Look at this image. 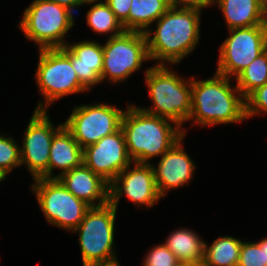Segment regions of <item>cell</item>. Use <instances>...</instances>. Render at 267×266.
<instances>
[{
	"mask_svg": "<svg viewBox=\"0 0 267 266\" xmlns=\"http://www.w3.org/2000/svg\"><path fill=\"white\" fill-rule=\"evenodd\" d=\"M203 8L172 5L155 23V29L145 31L147 50L153 65L174 66L200 44ZM155 30V31H154Z\"/></svg>",
	"mask_w": 267,
	"mask_h": 266,
	"instance_id": "obj_1",
	"label": "cell"
},
{
	"mask_svg": "<svg viewBox=\"0 0 267 266\" xmlns=\"http://www.w3.org/2000/svg\"><path fill=\"white\" fill-rule=\"evenodd\" d=\"M231 81L232 78L217 72L203 80L191 76V114L187 121L191 127L247 121L245 98Z\"/></svg>",
	"mask_w": 267,
	"mask_h": 266,
	"instance_id": "obj_2",
	"label": "cell"
},
{
	"mask_svg": "<svg viewBox=\"0 0 267 266\" xmlns=\"http://www.w3.org/2000/svg\"><path fill=\"white\" fill-rule=\"evenodd\" d=\"M121 120L130 159L136 163L150 164L161 157L184 134L175 122L147 113L136 104H127Z\"/></svg>",
	"mask_w": 267,
	"mask_h": 266,
	"instance_id": "obj_3",
	"label": "cell"
},
{
	"mask_svg": "<svg viewBox=\"0 0 267 266\" xmlns=\"http://www.w3.org/2000/svg\"><path fill=\"white\" fill-rule=\"evenodd\" d=\"M169 67L152 65L145 69L144 80L152 106L138 107L175 122L187 136V128L182 126L191 114V78L180 76L173 70V66Z\"/></svg>",
	"mask_w": 267,
	"mask_h": 266,
	"instance_id": "obj_4",
	"label": "cell"
},
{
	"mask_svg": "<svg viewBox=\"0 0 267 266\" xmlns=\"http://www.w3.org/2000/svg\"><path fill=\"white\" fill-rule=\"evenodd\" d=\"M117 208L109 201L91 207L81 223L71 233H76L80 247L82 265H106L118 262L115 250V220Z\"/></svg>",
	"mask_w": 267,
	"mask_h": 266,
	"instance_id": "obj_5",
	"label": "cell"
},
{
	"mask_svg": "<svg viewBox=\"0 0 267 266\" xmlns=\"http://www.w3.org/2000/svg\"><path fill=\"white\" fill-rule=\"evenodd\" d=\"M75 15L67 8L48 0H34L23 11L18 26L28 41L39 49L62 48L75 25Z\"/></svg>",
	"mask_w": 267,
	"mask_h": 266,
	"instance_id": "obj_6",
	"label": "cell"
},
{
	"mask_svg": "<svg viewBox=\"0 0 267 266\" xmlns=\"http://www.w3.org/2000/svg\"><path fill=\"white\" fill-rule=\"evenodd\" d=\"M34 79L41 99L35 111H48L56 101L71 95L87 93L72 67L71 58L61 49H39Z\"/></svg>",
	"mask_w": 267,
	"mask_h": 266,
	"instance_id": "obj_7",
	"label": "cell"
},
{
	"mask_svg": "<svg viewBox=\"0 0 267 266\" xmlns=\"http://www.w3.org/2000/svg\"><path fill=\"white\" fill-rule=\"evenodd\" d=\"M102 48V83L120 85L130 79L133 73L140 71L144 62H150L143 32L124 31L120 35L107 38Z\"/></svg>",
	"mask_w": 267,
	"mask_h": 266,
	"instance_id": "obj_8",
	"label": "cell"
},
{
	"mask_svg": "<svg viewBox=\"0 0 267 266\" xmlns=\"http://www.w3.org/2000/svg\"><path fill=\"white\" fill-rule=\"evenodd\" d=\"M32 182L30 188L47 224L72 232L91 208L69 192L58 179L37 178Z\"/></svg>",
	"mask_w": 267,
	"mask_h": 266,
	"instance_id": "obj_9",
	"label": "cell"
},
{
	"mask_svg": "<svg viewBox=\"0 0 267 266\" xmlns=\"http://www.w3.org/2000/svg\"><path fill=\"white\" fill-rule=\"evenodd\" d=\"M123 113L122 108L105 102L76 105L64 126L84 149L117 132L121 128Z\"/></svg>",
	"mask_w": 267,
	"mask_h": 266,
	"instance_id": "obj_10",
	"label": "cell"
},
{
	"mask_svg": "<svg viewBox=\"0 0 267 266\" xmlns=\"http://www.w3.org/2000/svg\"><path fill=\"white\" fill-rule=\"evenodd\" d=\"M49 111L33 112L29 123L24 130L20 145L21 167H27L32 180L37 178L48 179V163L50 147L54 134L64 125L55 126L52 123Z\"/></svg>",
	"mask_w": 267,
	"mask_h": 266,
	"instance_id": "obj_11",
	"label": "cell"
},
{
	"mask_svg": "<svg viewBox=\"0 0 267 266\" xmlns=\"http://www.w3.org/2000/svg\"><path fill=\"white\" fill-rule=\"evenodd\" d=\"M228 37L220 44L215 72L234 79L265 50L261 25L228 29Z\"/></svg>",
	"mask_w": 267,
	"mask_h": 266,
	"instance_id": "obj_12",
	"label": "cell"
},
{
	"mask_svg": "<svg viewBox=\"0 0 267 266\" xmlns=\"http://www.w3.org/2000/svg\"><path fill=\"white\" fill-rule=\"evenodd\" d=\"M137 208H152L163 199L157 190L151 163L132 162L109 185V201L118 209L122 197Z\"/></svg>",
	"mask_w": 267,
	"mask_h": 266,
	"instance_id": "obj_13",
	"label": "cell"
},
{
	"mask_svg": "<svg viewBox=\"0 0 267 266\" xmlns=\"http://www.w3.org/2000/svg\"><path fill=\"white\" fill-rule=\"evenodd\" d=\"M132 162L121 128L83 149V163L109 185Z\"/></svg>",
	"mask_w": 267,
	"mask_h": 266,
	"instance_id": "obj_14",
	"label": "cell"
},
{
	"mask_svg": "<svg viewBox=\"0 0 267 266\" xmlns=\"http://www.w3.org/2000/svg\"><path fill=\"white\" fill-rule=\"evenodd\" d=\"M184 135L167 152H165L158 164L151 163L155 184L159 195L163 198L169 193L191 183L196 171V164L190 158L183 146Z\"/></svg>",
	"mask_w": 267,
	"mask_h": 266,
	"instance_id": "obj_15",
	"label": "cell"
},
{
	"mask_svg": "<svg viewBox=\"0 0 267 266\" xmlns=\"http://www.w3.org/2000/svg\"><path fill=\"white\" fill-rule=\"evenodd\" d=\"M70 58L79 82L88 90L101 84L103 67L102 43L89 39L68 42L61 48Z\"/></svg>",
	"mask_w": 267,
	"mask_h": 266,
	"instance_id": "obj_16",
	"label": "cell"
},
{
	"mask_svg": "<svg viewBox=\"0 0 267 266\" xmlns=\"http://www.w3.org/2000/svg\"><path fill=\"white\" fill-rule=\"evenodd\" d=\"M78 199L91 207L109 202V184L84 163L57 178Z\"/></svg>",
	"mask_w": 267,
	"mask_h": 266,
	"instance_id": "obj_17",
	"label": "cell"
},
{
	"mask_svg": "<svg viewBox=\"0 0 267 266\" xmlns=\"http://www.w3.org/2000/svg\"><path fill=\"white\" fill-rule=\"evenodd\" d=\"M83 164V149L63 125L53 136L48 163V179H57L63 173ZM60 170L54 175V170Z\"/></svg>",
	"mask_w": 267,
	"mask_h": 266,
	"instance_id": "obj_18",
	"label": "cell"
},
{
	"mask_svg": "<svg viewBox=\"0 0 267 266\" xmlns=\"http://www.w3.org/2000/svg\"><path fill=\"white\" fill-rule=\"evenodd\" d=\"M228 29L261 25L267 5L262 0H214Z\"/></svg>",
	"mask_w": 267,
	"mask_h": 266,
	"instance_id": "obj_19",
	"label": "cell"
},
{
	"mask_svg": "<svg viewBox=\"0 0 267 266\" xmlns=\"http://www.w3.org/2000/svg\"><path fill=\"white\" fill-rule=\"evenodd\" d=\"M172 231L163 243L179 262L203 261L205 241L196 231L186 227Z\"/></svg>",
	"mask_w": 267,
	"mask_h": 266,
	"instance_id": "obj_20",
	"label": "cell"
},
{
	"mask_svg": "<svg viewBox=\"0 0 267 266\" xmlns=\"http://www.w3.org/2000/svg\"><path fill=\"white\" fill-rule=\"evenodd\" d=\"M171 6V0H132L128 14V31L144 33Z\"/></svg>",
	"mask_w": 267,
	"mask_h": 266,
	"instance_id": "obj_21",
	"label": "cell"
},
{
	"mask_svg": "<svg viewBox=\"0 0 267 266\" xmlns=\"http://www.w3.org/2000/svg\"><path fill=\"white\" fill-rule=\"evenodd\" d=\"M207 244L205 241L204 266H237L242 239L225 235Z\"/></svg>",
	"mask_w": 267,
	"mask_h": 266,
	"instance_id": "obj_22",
	"label": "cell"
},
{
	"mask_svg": "<svg viewBox=\"0 0 267 266\" xmlns=\"http://www.w3.org/2000/svg\"><path fill=\"white\" fill-rule=\"evenodd\" d=\"M89 10L86 13V23L91 31L100 35H108V38L122 34L125 30L122 23L116 18L109 5L104 1L88 3Z\"/></svg>",
	"mask_w": 267,
	"mask_h": 266,
	"instance_id": "obj_23",
	"label": "cell"
},
{
	"mask_svg": "<svg viewBox=\"0 0 267 266\" xmlns=\"http://www.w3.org/2000/svg\"><path fill=\"white\" fill-rule=\"evenodd\" d=\"M234 81L245 99L263 86L267 82V49L243 69Z\"/></svg>",
	"mask_w": 267,
	"mask_h": 266,
	"instance_id": "obj_24",
	"label": "cell"
},
{
	"mask_svg": "<svg viewBox=\"0 0 267 266\" xmlns=\"http://www.w3.org/2000/svg\"><path fill=\"white\" fill-rule=\"evenodd\" d=\"M21 167L20 143L11 135L0 133V173L7 178L15 168Z\"/></svg>",
	"mask_w": 267,
	"mask_h": 266,
	"instance_id": "obj_25",
	"label": "cell"
},
{
	"mask_svg": "<svg viewBox=\"0 0 267 266\" xmlns=\"http://www.w3.org/2000/svg\"><path fill=\"white\" fill-rule=\"evenodd\" d=\"M237 266H267L264 256V238L258 242L242 240Z\"/></svg>",
	"mask_w": 267,
	"mask_h": 266,
	"instance_id": "obj_26",
	"label": "cell"
},
{
	"mask_svg": "<svg viewBox=\"0 0 267 266\" xmlns=\"http://www.w3.org/2000/svg\"><path fill=\"white\" fill-rule=\"evenodd\" d=\"M147 252L141 266H176L179 263L177 257L164 243L153 246Z\"/></svg>",
	"mask_w": 267,
	"mask_h": 266,
	"instance_id": "obj_27",
	"label": "cell"
},
{
	"mask_svg": "<svg viewBox=\"0 0 267 266\" xmlns=\"http://www.w3.org/2000/svg\"><path fill=\"white\" fill-rule=\"evenodd\" d=\"M246 118L267 115V82L253 91L246 99Z\"/></svg>",
	"mask_w": 267,
	"mask_h": 266,
	"instance_id": "obj_28",
	"label": "cell"
},
{
	"mask_svg": "<svg viewBox=\"0 0 267 266\" xmlns=\"http://www.w3.org/2000/svg\"><path fill=\"white\" fill-rule=\"evenodd\" d=\"M115 14L116 18L122 23L125 31H128V14L132 0H104Z\"/></svg>",
	"mask_w": 267,
	"mask_h": 266,
	"instance_id": "obj_29",
	"label": "cell"
},
{
	"mask_svg": "<svg viewBox=\"0 0 267 266\" xmlns=\"http://www.w3.org/2000/svg\"><path fill=\"white\" fill-rule=\"evenodd\" d=\"M214 0H171V4L175 6H196L200 8H210Z\"/></svg>",
	"mask_w": 267,
	"mask_h": 266,
	"instance_id": "obj_30",
	"label": "cell"
},
{
	"mask_svg": "<svg viewBox=\"0 0 267 266\" xmlns=\"http://www.w3.org/2000/svg\"><path fill=\"white\" fill-rule=\"evenodd\" d=\"M48 1H52L54 3H57L60 6L67 8L68 10L73 12L74 14H75V12H77V10L79 11L78 8H80V7L83 8V6L77 0H48Z\"/></svg>",
	"mask_w": 267,
	"mask_h": 266,
	"instance_id": "obj_31",
	"label": "cell"
},
{
	"mask_svg": "<svg viewBox=\"0 0 267 266\" xmlns=\"http://www.w3.org/2000/svg\"><path fill=\"white\" fill-rule=\"evenodd\" d=\"M261 27H262V31H263V38H264L265 47L267 49V9L264 12L263 19L261 22Z\"/></svg>",
	"mask_w": 267,
	"mask_h": 266,
	"instance_id": "obj_32",
	"label": "cell"
},
{
	"mask_svg": "<svg viewBox=\"0 0 267 266\" xmlns=\"http://www.w3.org/2000/svg\"><path fill=\"white\" fill-rule=\"evenodd\" d=\"M176 266H204L203 261L201 262H179Z\"/></svg>",
	"mask_w": 267,
	"mask_h": 266,
	"instance_id": "obj_33",
	"label": "cell"
},
{
	"mask_svg": "<svg viewBox=\"0 0 267 266\" xmlns=\"http://www.w3.org/2000/svg\"><path fill=\"white\" fill-rule=\"evenodd\" d=\"M82 6H85V4L93 3V2H99L102 0H77Z\"/></svg>",
	"mask_w": 267,
	"mask_h": 266,
	"instance_id": "obj_34",
	"label": "cell"
},
{
	"mask_svg": "<svg viewBox=\"0 0 267 266\" xmlns=\"http://www.w3.org/2000/svg\"><path fill=\"white\" fill-rule=\"evenodd\" d=\"M264 256H265V264L267 265V238H264Z\"/></svg>",
	"mask_w": 267,
	"mask_h": 266,
	"instance_id": "obj_35",
	"label": "cell"
},
{
	"mask_svg": "<svg viewBox=\"0 0 267 266\" xmlns=\"http://www.w3.org/2000/svg\"><path fill=\"white\" fill-rule=\"evenodd\" d=\"M90 266H122L120 262L112 263V264H106V265H90Z\"/></svg>",
	"mask_w": 267,
	"mask_h": 266,
	"instance_id": "obj_36",
	"label": "cell"
},
{
	"mask_svg": "<svg viewBox=\"0 0 267 266\" xmlns=\"http://www.w3.org/2000/svg\"><path fill=\"white\" fill-rule=\"evenodd\" d=\"M6 180V178L0 173V183L2 182V181H5Z\"/></svg>",
	"mask_w": 267,
	"mask_h": 266,
	"instance_id": "obj_37",
	"label": "cell"
}]
</instances>
